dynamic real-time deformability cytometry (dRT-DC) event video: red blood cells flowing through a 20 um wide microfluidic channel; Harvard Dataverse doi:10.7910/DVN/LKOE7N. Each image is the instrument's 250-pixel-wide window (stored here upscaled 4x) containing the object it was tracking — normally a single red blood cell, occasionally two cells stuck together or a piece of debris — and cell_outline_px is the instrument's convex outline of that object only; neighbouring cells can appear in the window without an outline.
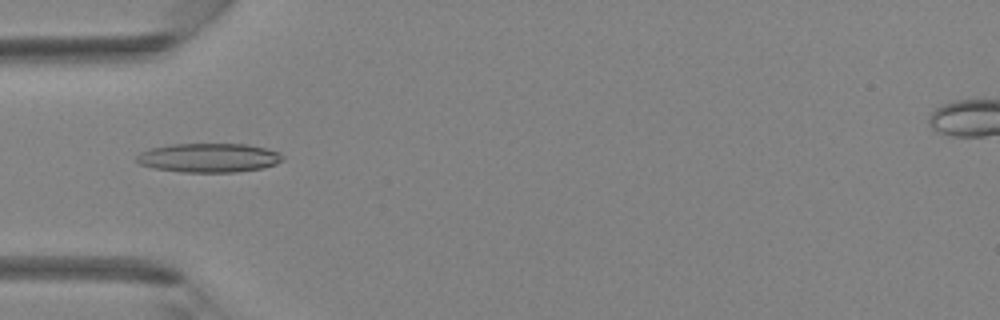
{"species": "Egyptian fruit bat (a non-hibernating species)", "species_latin": "Rousettus aegyptiacus", "temperature_condition": "room temperature", "stored_images_in_passage": 37, "camera_frame_rate_fps": 3000, "um_per_image_px": 0.085, "animal": {"sex": "female"}, "frame": {"image": 1, "passage_image": 9, "time_ms": 2.667, "image_size_px": [1000, 320], "cell_outline_px": [[284, 160], [276, 164], [264, 168], [236, 172], [180, 172], [152, 168], [140, 164], [136, 160], [136, 156], [140, 152], [152, 148], [172, 144], [248, 144], [280, 152], [284, 156]], "centroid_in_image_um": [17.77, 13.42], "position_along_channel_um": 67.2, "area_um2": 24.91}}
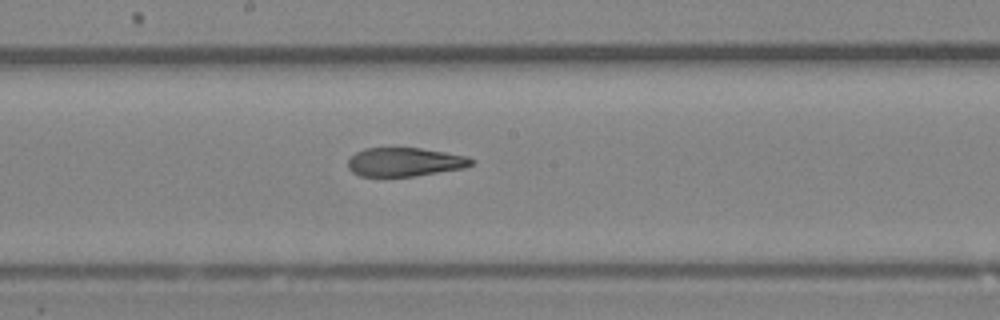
{"frame": {"image": 2, "passage_image": 18, "time_ms": 5.667, "image_size_px": [1000, 320], "cell_outline_px": [[472, 164], [464, 168], [416, 176], [360, 176], [352, 172], [348, 168], [348, 160], [356, 152], [364, 148], [420, 148], [468, 156], [472, 160]], "centroid_in_image_um": [34.39, 13.77], "position_along_channel_um": 213.8, "area_um2": 20.58}}
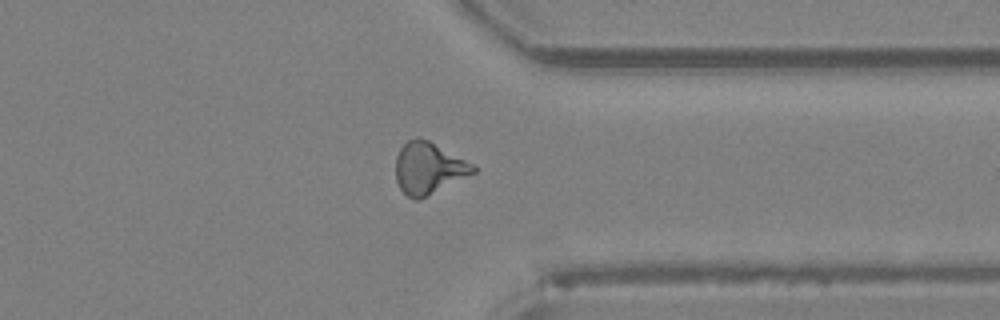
{"frame": {"image": 3, "passage_image": 28, "time_ms": 9.0, "image_size_px": [1000, 320], "cell_outline_px": [[476, 172], [420, 200], [412, 200], [400, 188], [396, 180], [396, 156], [400, 148], [408, 140], [416, 136], [428, 140], [476, 164]], "centroid_in_image_um": [36.44, 14.29], "position_along_channel_um": 375.0, "area_um2": 23.58}}